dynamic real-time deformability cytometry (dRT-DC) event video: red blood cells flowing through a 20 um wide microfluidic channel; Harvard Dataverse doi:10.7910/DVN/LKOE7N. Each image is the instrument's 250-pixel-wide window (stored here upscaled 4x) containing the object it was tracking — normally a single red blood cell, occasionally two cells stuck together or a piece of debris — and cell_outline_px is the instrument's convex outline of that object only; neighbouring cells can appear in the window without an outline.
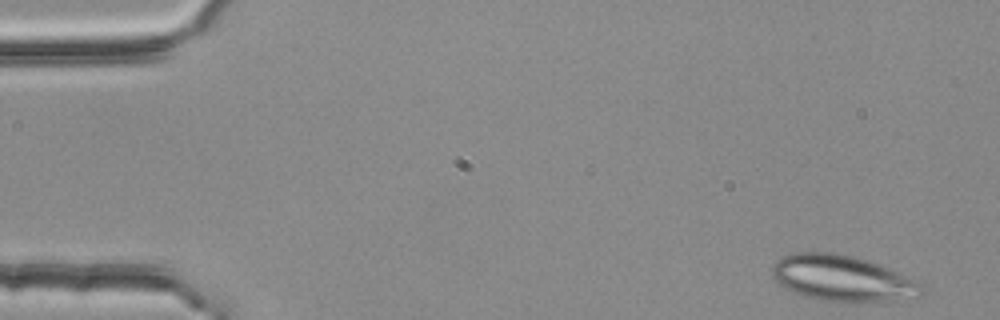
{"species": "common noctule bat (a hibernating species)", "species_latin": "Nyctalus noctula", "temperature_condition": "room temperature", "stored_images_in_passage": 4, "camera_frame_rate_fps": 3000, "um_per_image_px": 0.085, "animal": {"sex": "female", "body_mass_g": 25.1}, "frame": {"image": 1, "passage_image": 1, "time_ms": 0.0, "image_size_px": [1000, 320], "cell_outline_px": [[924, 292], [920, 296], [884, 300], [824, 300], [804, 296], [792, 292], [780, 284], [772, 276], [772, 268], [776, 260], [792, 252], [832, 252], [852, 256], [868, 260], [900, 272], [924, 284]], "centroid_in_image_um": [71.59, 23.61], "position_along_channel_um": 13.4, "area_um2": 39.48}}